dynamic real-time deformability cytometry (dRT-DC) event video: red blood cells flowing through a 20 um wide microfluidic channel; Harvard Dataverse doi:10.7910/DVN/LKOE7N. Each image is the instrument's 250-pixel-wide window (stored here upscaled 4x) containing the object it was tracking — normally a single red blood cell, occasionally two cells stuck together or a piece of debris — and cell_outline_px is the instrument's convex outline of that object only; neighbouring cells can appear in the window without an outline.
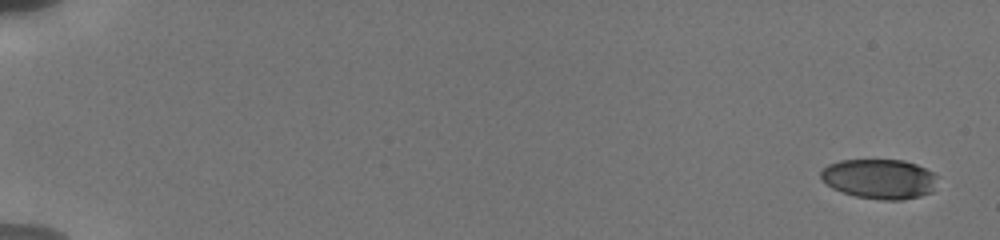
{"species": "human", "species_latin": "Homo sapiens", "temperature_condition": "cold", "stored_images_in_passage": 9, "camera_frame_rate_fps": 3000, "um_per_image_px": 0.085, "donor": {"sex": "male"}, "frame": {"image": 1, "passage_image": 1, "time_ms": 0.0, "image_size_px": [1000, 240], "cell_outline_px": [[940, 176], [932, 192], [920, 196], [900, 200], [884, 200], [856, 196], [832, 188], [820, 176], [820, 172], [828, 164], [840, 160], [904, 160], [916, 164]], "centroid_in_image_um": [74.8, 15.2], "position_along_channel_um": 10.2, "area_um2": 27.05}}
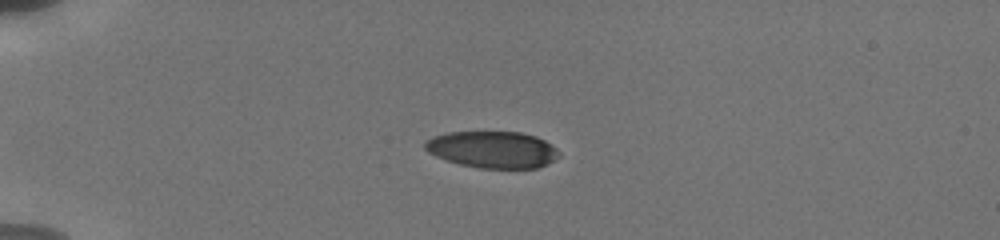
{"frame": {"image": 2, "passage_image": 6, "time_ms": 4.667, "image_size_px": [1000, 240], "cell_outline_px": [[560, 156], [548, 164], [536, 168], [480, 168], [460, 164], [436, 156], [428, 152], [424, 148], [424, 140], [432, 136], [448, 132], [520, 132], [536, 136], [552, 144], [560, 152]], "centroid_in_image_um": [41.88, 12.71], "position_along_channel_um": 43.1, "area_um2": 28.84}}
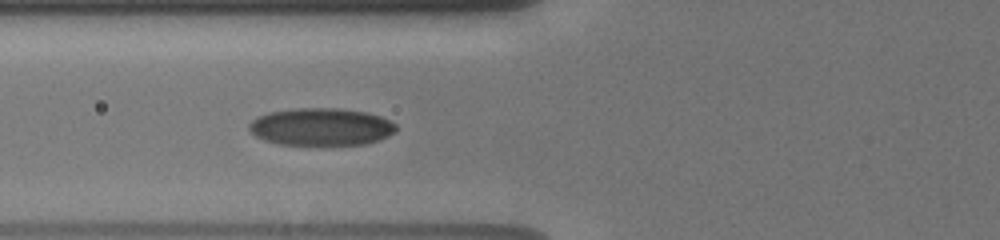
{"frame": {"image": 3, "passage_image": 9, "time_ms": 7.333, "image_size_px": [1000, 240], "cell_outline_px": [[396, 132], [380, 140], [364, 144], [280, 144], [264, 140], [256, 136], [248, 128], [248, 124], [252, 120], [268, 112], [296, 108], [340, 108], [368, 112], [380, 116], [396, 124]], "centroid_in_image_um": [27.31, 10.77], "position_along_channel_um": 98.5, "area_um2": 32.02}}